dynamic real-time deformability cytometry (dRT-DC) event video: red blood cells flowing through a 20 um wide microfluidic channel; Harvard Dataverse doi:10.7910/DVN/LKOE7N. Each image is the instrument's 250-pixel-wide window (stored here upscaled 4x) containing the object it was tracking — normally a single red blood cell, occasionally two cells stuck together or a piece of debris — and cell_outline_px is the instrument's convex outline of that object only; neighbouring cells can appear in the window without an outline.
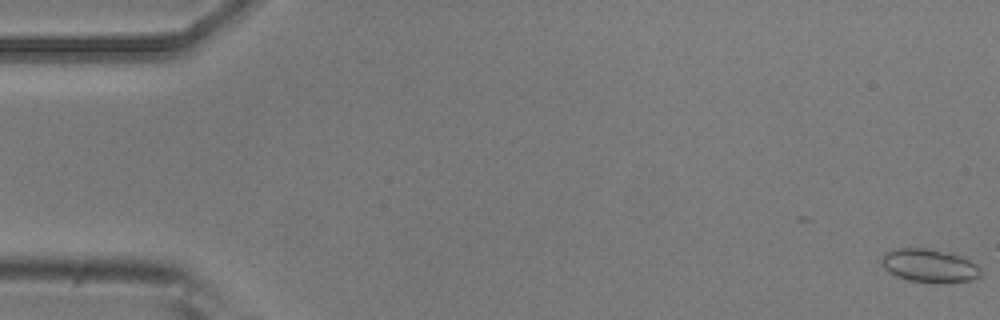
{"species": "common noctule bat (a hibernating species)", "species_latin": "Nyctalus noctula", "temperature_condition": "room temperature", "stored_images_in_passage": 10, "camera_frame_rate_fps": 3000, "um_per_image_px": 0.085, "animal": {"sex": "male", "body_mass_g": 20.5, "forearm_length_mm": 52.5}, "frame": {"image": 1, "passage_image": 1, "time_ms": 0.0, "image_size_px": [1000, 320], "cell_outline_px": [[980, 276], [972, 280], [908, 280], [896, 276], [888, 272], [884, 268], [880, 260], [884, 252], [896, 248], [928, 248], [952, 252], [964, 256], [976, 264], [980, 268]], "centroid_in_image_um": [78.96, 22.51], "position_along_channel_um": 6.0, "area_um2": 18.9}}
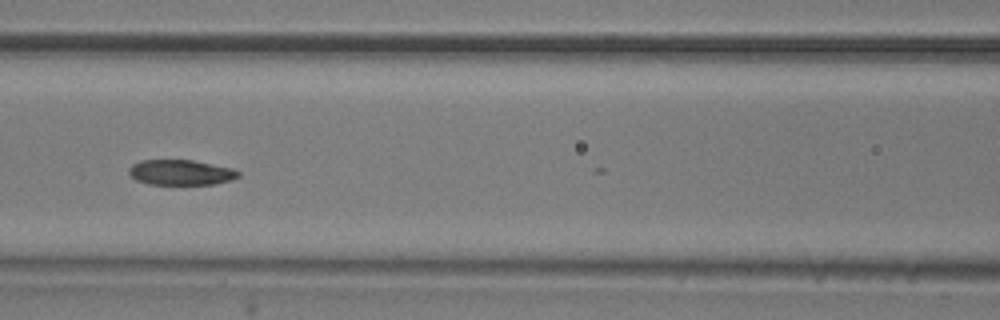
{"frame": {"image": 2, "passage_image": 7, "time_ms": 2.0, "image_size_px": [1000, 320], "cell_outline_px": [[240, 176], [232, 180], [212, 184], [148, 184], [136, 180], [128, 172], [128, 168], [132, 164], [140, 160], [192, 160], [232, 168], [240, 172]], "centroid_in_image_um": [15.36, 14.65], "position_along_channel_um": 151.2, "area_um2": 16.13}}
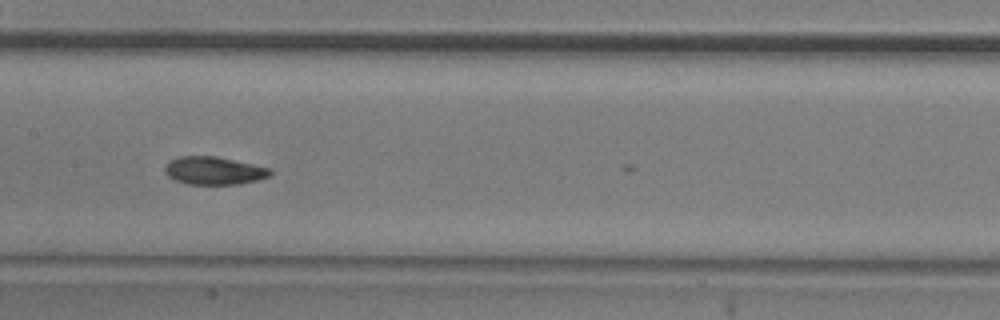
{"frame": {"image": 3, "passage_image": 8, "time_ms": 2.333, "image_size_px": [1000, 320], "cell_outline_px": [[272, 172], [268, 176], [256, 180], [236, 184], [188, 184], [176, 180], [168, 176], [164, 172], [164, 168], [172, 160], [180, 156], [216, 156], [272, 168]], "centroid_in_image_um": [18.19, 14.5], "position_along_channel_um": 189.2, "area_um2": 16.94}}